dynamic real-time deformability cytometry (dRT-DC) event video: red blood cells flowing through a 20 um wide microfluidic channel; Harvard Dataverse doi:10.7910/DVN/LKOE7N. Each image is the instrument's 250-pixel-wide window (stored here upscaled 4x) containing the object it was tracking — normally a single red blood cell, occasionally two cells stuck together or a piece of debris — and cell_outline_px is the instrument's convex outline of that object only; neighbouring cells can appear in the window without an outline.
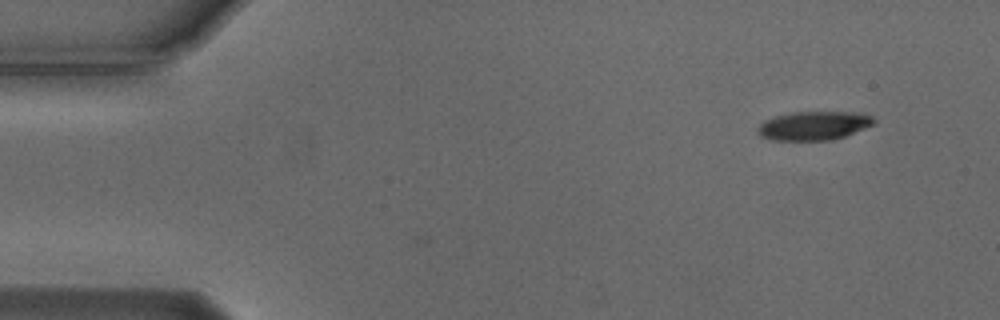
{"species": "Egyptian fruit bat (a non-hibernating species)", "species_latin": "Rousettus aegyptiacus", "temperature_condition": "cold", "stored_images_in_passage": 16, "camera_frame_rate_fps": 3000, "um_per_image_px": 0.085, "animal": {"sex": "male"}, "frame": {"image": 1, "passage_image": 1, "time_ms": 0.0, "image_size_px": [1000, 320], "cell_outline_px": [[876, 120], [872, 124], [864, 128], [844, 136], [832, 140], [772, 140], [760, 136], [756, 128], [764, 120], [776, 116], [792, 112], [860, 112], [872, 116]], "centroid_in_image_um": [69.15, 10.68], "position_along_channel_um": 15.8, "area_um2": 19.42}}
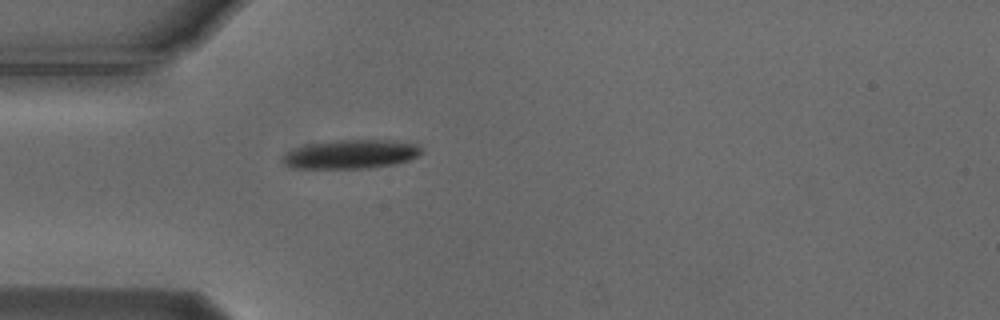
{"frame": {"image": 2, "passage_image": 12, "time_ms": 3.667, "image_size_px": [1000, 320], "cell_outline_px": [[424, 152], [408, 160], [396, 164], [368, 168], [296, 168], [288, 164], [284, 160], [284, 156], [288, 152], [304, 144], [332, 140], [396, 140], [416, 144]], "centroid_in_image_um": [29.89, 13.09], "position_along_channel_um": 55.1, "area_um2": 23.24}}
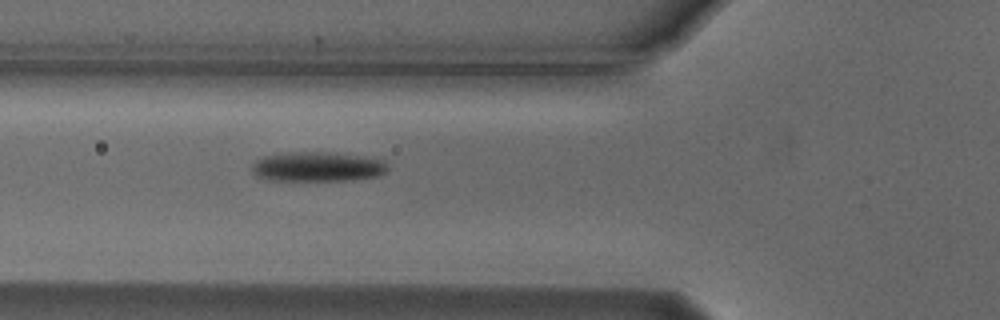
{"frame": {"image": 3, "passage_image": 16, "time_ms": 5.0, "image_size_px": [1000, 320], "cell_outline_px": [[388, 168], [384, 172], [376, 176], [348, 180], [268, 180], [256, 176], [252, 172], [252, 164], [256, 160], [264, 156], [292, 152], [328, 152], [384, 160]], "centroid_in_image_um": [26.93, 14.17], "position_along_channel_um": 98.9, "area_um2": 23.12}}